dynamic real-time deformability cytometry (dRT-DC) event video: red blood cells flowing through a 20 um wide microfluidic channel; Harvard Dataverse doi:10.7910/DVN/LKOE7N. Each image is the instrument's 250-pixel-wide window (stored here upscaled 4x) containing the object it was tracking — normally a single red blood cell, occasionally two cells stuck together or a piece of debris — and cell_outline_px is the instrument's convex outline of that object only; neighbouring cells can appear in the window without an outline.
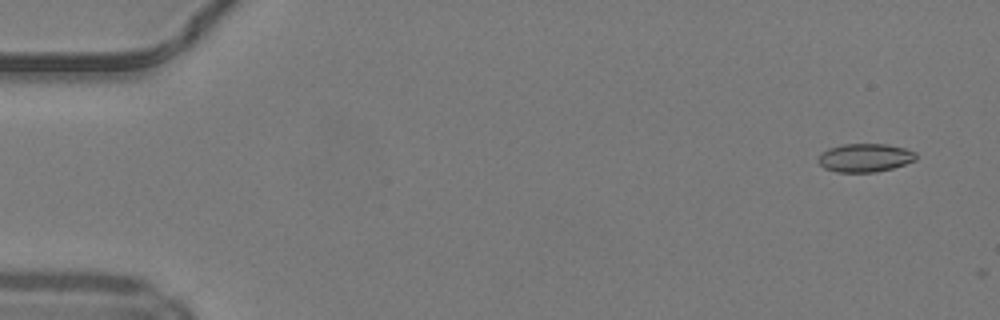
{"species": "common noctule bat (a hibernating species)", "species_latin": "Nyctalus noctula", "temperature_condition": "warm", "stored_images_in_passage": 6, "camera_frame_rate_fps": 3000, "um_per_image_px": 0.085, "animal": {"sex": "male", "body_mass_g": 19.2, "forearm_length_mm": 51.8}, "frame": {"image": 1, "passage_image": 3, "time_ms": 0.667, "image_size_px": [1000, 320], "cell_outline_px": [[916, 160], [892, 168], [876, 172], [836, 172], [824, 168], [816, 160], [820, 152], [828, 148], [840, 144], [888, 144], [904, 148], [916, 152]], "centroid_in_image_um": [73.48, 13.4], "position_along_channel_um": 11.5, "area_um2": 16.36}}